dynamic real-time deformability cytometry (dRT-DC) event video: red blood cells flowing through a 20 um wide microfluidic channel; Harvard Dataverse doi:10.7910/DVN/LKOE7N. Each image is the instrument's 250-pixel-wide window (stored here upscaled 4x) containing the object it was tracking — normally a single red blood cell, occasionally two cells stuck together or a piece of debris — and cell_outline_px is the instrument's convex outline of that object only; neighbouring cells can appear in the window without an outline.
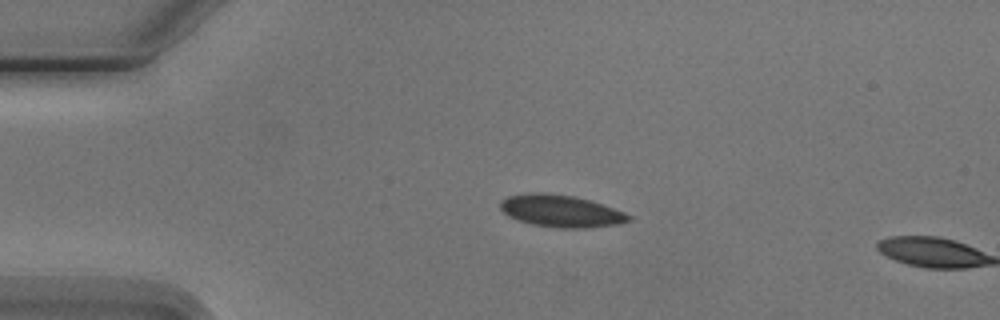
{"species": "Egyptian fruit bat (a non-hibernating species)", "species_latin": "Rousettus aegyptiacus", "temperature_condition": "cold", "stored_images_in_passage": 5, "camera_frame_rate_fps": 3000, "um_per_image_px": 0.085, "animal": {"sex": "male"}, "frame": {"image": 1, "passage_image": 4, "time_ms": 3.667, "image_size_px": [1000, 320], "cell_outline_px": [[632, 220], [620, 224], [588, 228], [560, 228], [532, 224], [516, 220], [508, 216], [500, 208], [500, 200], [508, 196], [528, 192], [544, 192], [572, 196], [592, 200], [624, 212], [632, 216]], "centroid_in_image_um": [47.68, 17.93], "position_along_channel_um": 37.3, "area_um2": 24.33}}